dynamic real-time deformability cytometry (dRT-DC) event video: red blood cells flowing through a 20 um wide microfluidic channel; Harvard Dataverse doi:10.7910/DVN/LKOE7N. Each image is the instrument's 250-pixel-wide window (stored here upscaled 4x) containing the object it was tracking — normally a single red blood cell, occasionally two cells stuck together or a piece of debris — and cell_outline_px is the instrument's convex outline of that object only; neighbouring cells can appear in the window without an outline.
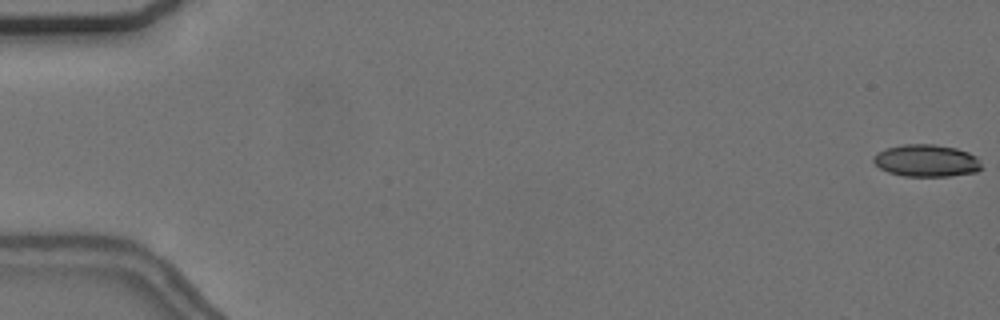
{"species": "common noctule bat (a hibernating species)", "species_latin": "Nyctalus noctula", "temperature_condition": "cold", "stored_images_in_passage": 8, "camera_frame_rate_fps": 3000, "um_per_image_px": 0.085, "animal": {"sex": "female", "body_mass_g": 24.6, "forearm_length_mm": 56.2}, "frame": {"image": 1, "passage_image": 1, "time_ms": 0.0, "image_size_px": [1000, 320], "cell_outline_px": [[984, 168], [976, 172], [948, 176], [904, 176], [888, 172], [880, 168], [872, 160], [872, 156], [876, 152], [888, 148], [904, 144], [932, 144], [956, 148], [968, 152], [976, 156], [980, 160]], "centroid_in_image_um": [78.76, 13.66], "position_along_channel_um": 6.2, "area_um2": 20.4}}